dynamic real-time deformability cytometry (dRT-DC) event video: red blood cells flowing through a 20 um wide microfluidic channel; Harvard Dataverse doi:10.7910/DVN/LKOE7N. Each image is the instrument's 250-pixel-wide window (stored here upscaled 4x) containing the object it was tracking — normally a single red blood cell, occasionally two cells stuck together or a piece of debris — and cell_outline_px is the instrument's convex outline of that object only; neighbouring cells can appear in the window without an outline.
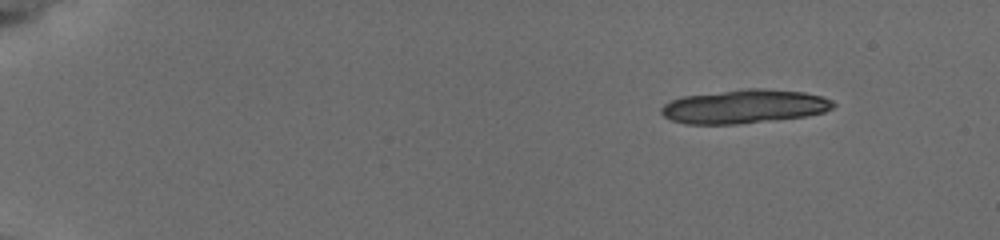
{"species": "common noctule bat (a hibernating species)", "species_latin": "Nyctalus noctula", "temperature_condition": "cold", "stored_images_in_passage": 24, "camera_frame_rate_fps": 3000, "um_per_image_px": 0.085, "animal": {"sex": "female", "body_mass_g": 19.5, "forearm_length_mm": 54.1}, "frame": {"image": 1, "passage_image": 1, "time_ms": 0.0, "image_size_px": [1000, 240], "cell_outline_px": [[836, 104], [832, 108], [824, 112], [804, 116], [736, 124], [684, 124], [672, 120], [664, 116], [660, 112], [660, 108], [664, 104], [672, 100], [684, 96], [756, 88], [804, 92], [820, 96], [832, 100]], "centroid_in_image_um": [63.25, 9.06], "position_along_channel_um": 21.7, "area_um2": 33.29}}